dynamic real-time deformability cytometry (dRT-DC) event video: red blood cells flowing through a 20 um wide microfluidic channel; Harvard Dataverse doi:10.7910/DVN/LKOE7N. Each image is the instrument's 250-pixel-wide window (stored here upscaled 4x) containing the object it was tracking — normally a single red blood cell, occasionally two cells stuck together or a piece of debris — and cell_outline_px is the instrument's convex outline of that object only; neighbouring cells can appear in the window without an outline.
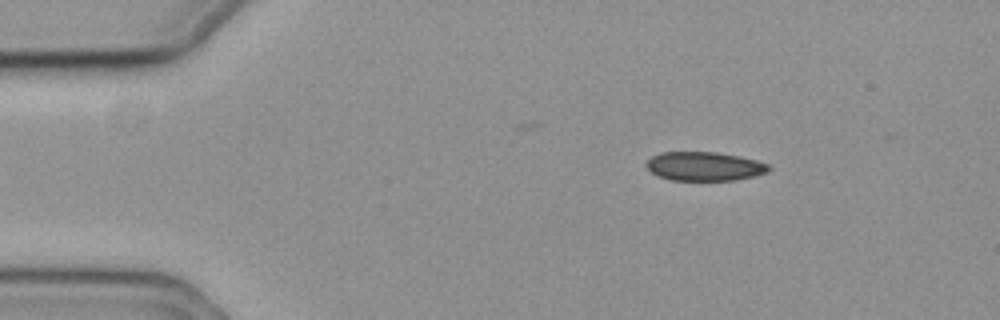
{"species": "common noctule bat (a hibernating species)", "species_latin": "Nyctalus noctula", "temperature_condition": "cold", "stored_images_in_passage": 55, "camera_frame_rate_fps": 3000, "um_per_image_px": 0.085, "animal": {"sex": "female", "body_mass_g": 19.3, "forearm_length_mm": 54.1}, "frame": {"image": 1, "passage_image": 8, "time_ms": 2.333, "image_size_px": [1000, 320], "cell_outline_px": [[772, 168], [768, 172], [736, 180], [672, 180], [660, 176], [652, 172], [644, 164], [652, 156], [660, 152], [716, 152], [740, 156], [756, 160], [768, 164]], "centroid_in_image_um": [59.89, 14.13], "position_along_channel_um": 25.1, "area_um2": 20.58}}
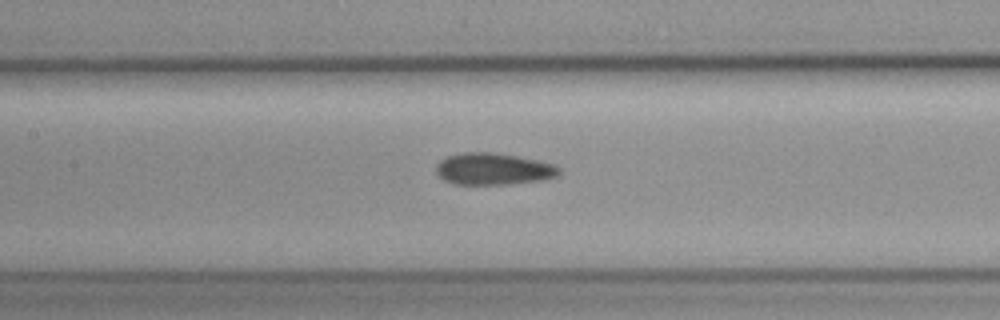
{"frame": {"image": 2, "passage_image": 26, "time_ms": 8.333, "image_size_px": [1000, 320], "cell_outline_px": [[560, 172], [556, 176], [544, 180], [512, 184], [452, 184], [444, 180], [436, 172], [436, 164], [440, 160], [448, 156], [464, 152], [492, 152], [540, 160], [556, 164], [560, 168]], "centroid_in_image_um": [41.96, 14.36], "position_along_channel_um": 165.4, "area_um2": 23.0}}
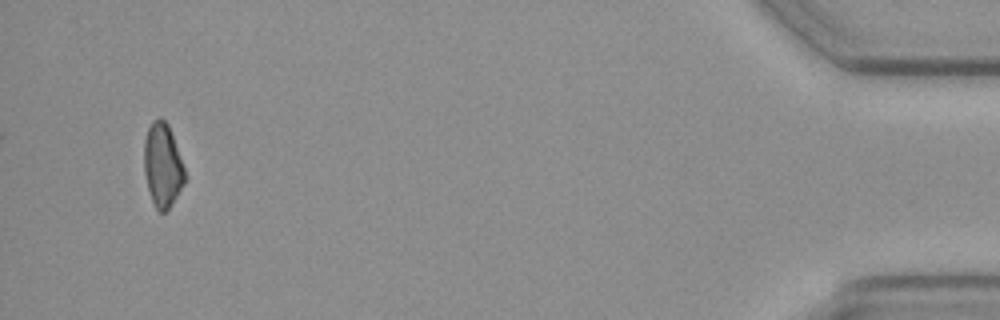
{"frame": {"image": 3, "passage_image": 55, "time_ms": 18.0, "image_size_px": [1000, 320], "cell_outline_px": [[184, 184], [172, 204], [164, 212], [160, 212], [156, 208], [152, 200], [148, 188], [144, 172], [144, 140], [148, 128], [152, 120], [160, 116], [168, 124], [184, 168]], "centroid_in_image_um": [13.8, 14.02], "position_along_channel_um": 421.4, "area_um2": 19.65}, "authors_computed_cell_mechanics": {"area_um2": 22.0218, "velocity_mm_per_s": 3.5418, "shape_relaxation_time_tau1_ms": 3.6072, "shape_relaxation_time_tau2_ms": null, "deformation_change_tau1": 0.0662, "deformation_change_tau2": null}}